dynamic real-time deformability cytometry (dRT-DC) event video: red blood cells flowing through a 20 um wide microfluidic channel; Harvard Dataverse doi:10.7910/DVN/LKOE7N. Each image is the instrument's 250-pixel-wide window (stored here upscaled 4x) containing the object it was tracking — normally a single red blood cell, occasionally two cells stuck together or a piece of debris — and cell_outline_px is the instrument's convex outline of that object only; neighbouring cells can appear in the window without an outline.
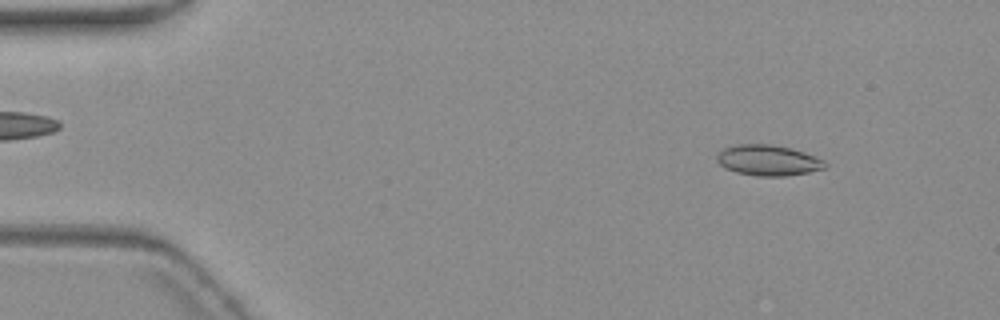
{"species": "common noctule bat (a hibernating species)", "species_latin": "Nyctalus noctula", "temperature_condition": "warm", "stored_images_in_passage": 4, "camera_frame_rate_fps": 3000, "um_per_image_px": 0.085, "animal": {"sex": "female", "body_mass_g": 19.3, "forearm_length_mm": 54.1}, "frame": {"image": 1, "passage_image": 1, "time_ms": 0.0, "image_size_px": [1000, 320], "cell_outline_px": [[828, 164], [824, 168], [808, 172], [784, 176], [756, 176], [736, 172], [724, 168], [716, 160], [716, 156], [724, 148], [736, 144], [768, 144], [788, 148], [804, 152], [824, 160]], "centroid_in_image_um": [65.26, 13.63], "position_along_channel_um": 19.7, "area_um2": 19.19}}